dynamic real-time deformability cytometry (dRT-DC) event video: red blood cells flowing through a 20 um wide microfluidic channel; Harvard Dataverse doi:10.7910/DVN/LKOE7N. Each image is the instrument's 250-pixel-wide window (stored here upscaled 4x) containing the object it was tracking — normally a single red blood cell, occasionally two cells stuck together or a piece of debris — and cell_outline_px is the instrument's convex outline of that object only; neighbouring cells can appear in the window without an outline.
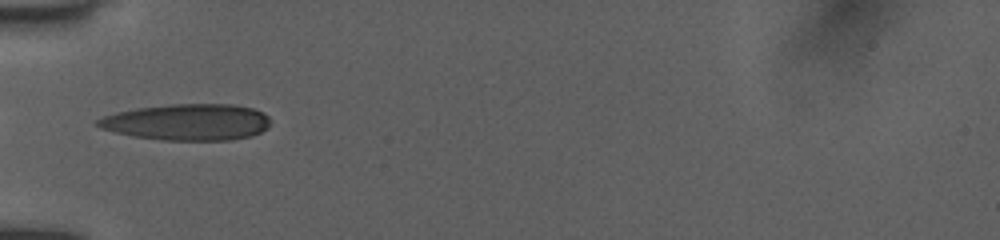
{"species": "human", "species_latin": "Homo sapiens", "temperature_condition": "room temperature", "stored_images_in_passage": 54, "camera_frame_rate_fps": 3000, "um_per_image_px": 0.085, "donor": {"sex": "female"}, "frame": {"image": 1, "passage_image": 1, "time_ms": 0.0, "image_size_px": [1000, 240], "cell_outline_px": [[268, 128], [252, 136], [232, 140], [160, 140], [132, 136], [100, 128], [96, 124], [96, 120], [104, 116], [116, 112], [136, 108], [172, 104], [232, 104], [252, 108], [268, 116]], "centroid_in_image_um": [15.91, 10.38], "position_along_channel_um": 69.1, "area_um2": 36.59}}
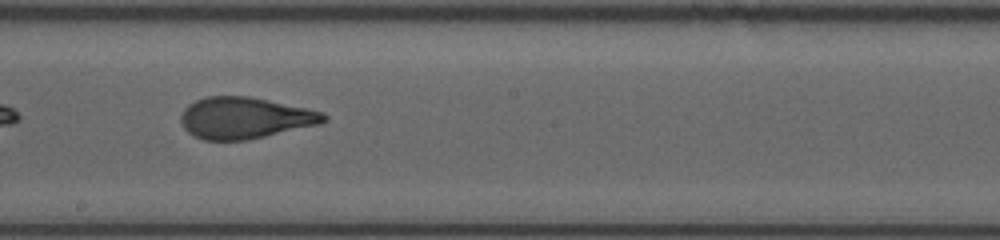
{"frame": {"image": 2, "passage_image": 20, "time_ms": 4.0, "image_size_px": [1000, 240], "cell_outline_px": [[328, 120], [320, 124], [264, 136], [244, 140], [204, 140], [188, 132], [184, 128], [180, 120], [180, 116], [184, 108], [188, 104], [196, 100], [208, 96], [248, 96], [308, 108], [324, 112], [328, 116]], "centroid_in_image_um": [20.82, 10.01], "position_along_channel_um": 227.4, "area_um2": 34.45}}
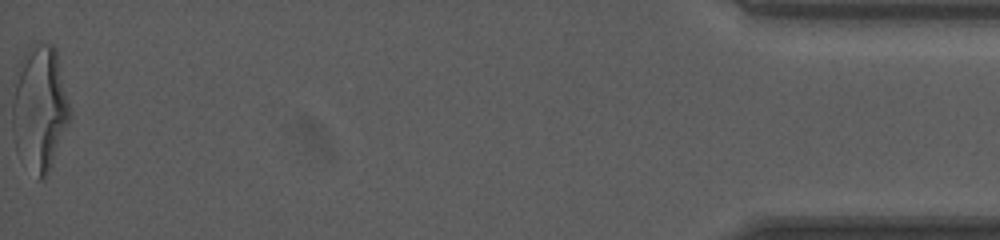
{"frame": {"image": 3, "passage_image": 53, "time_ms": 11.333, "image_size_px": [1000, 240], "cell_outline_px": [[72, 112], [52, 164], [44, 180], [36, 180], [12, 128], [12, 100], [16, 68], [20, 60], [28, 48], [32, 44], [40, 40], [52, 44], [56, 48]], "centroid_in_image_um": [3.4, 9.06], "position_along_channel_um": 431.8, "area_um2": 41.62}, "authors_computed_cell_mechanics": {"area_um2": 35.4314, "velocity_mm_per_s": 3.9947, "shape_relaxation_time_tau1_ms": 7.5267, "shape_relaxation_time_tau2_ms": 1.1053, "deformation_change_tau1": 0.2622, "deformation_change_tau2": 0.0933}}